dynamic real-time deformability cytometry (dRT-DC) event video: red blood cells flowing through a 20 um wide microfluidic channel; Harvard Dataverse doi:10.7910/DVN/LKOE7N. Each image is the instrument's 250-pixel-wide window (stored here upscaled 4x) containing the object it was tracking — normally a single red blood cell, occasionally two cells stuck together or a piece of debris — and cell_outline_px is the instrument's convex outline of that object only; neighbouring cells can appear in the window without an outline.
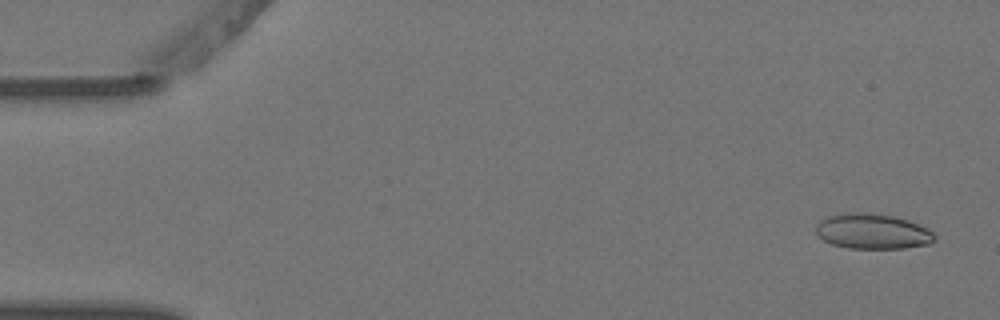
{"species": "Egyptian fruit bat (a non-hibernating species)", "species_latin": "Rousettus aegyptiacus", "temperature_condition": "warm", "stored_images_in_passage": 3, "camera_frame_rate_fps": 3000, "um_per_image_px": 0.085, "animal": {"sex": "female"}, "frame": {"image": 1, "passage_image": 1, "time_ms": 0.0, "image_size_px": [1000, 320], "cell_outline_px": [[936, 240], [928, 244], [904, 248], [848, 248], [832, 244], [824, 240], [816, 232], [816, 224], [820, 220], [828, 216], [844, 212], [868, 212], [896, 216], [908, 220], [928, 228], [936, 236]], "centroid_in_image_um": [74.17, 19.65], "position_along_channel_um": 10.8, "area_um2": 24.57}}